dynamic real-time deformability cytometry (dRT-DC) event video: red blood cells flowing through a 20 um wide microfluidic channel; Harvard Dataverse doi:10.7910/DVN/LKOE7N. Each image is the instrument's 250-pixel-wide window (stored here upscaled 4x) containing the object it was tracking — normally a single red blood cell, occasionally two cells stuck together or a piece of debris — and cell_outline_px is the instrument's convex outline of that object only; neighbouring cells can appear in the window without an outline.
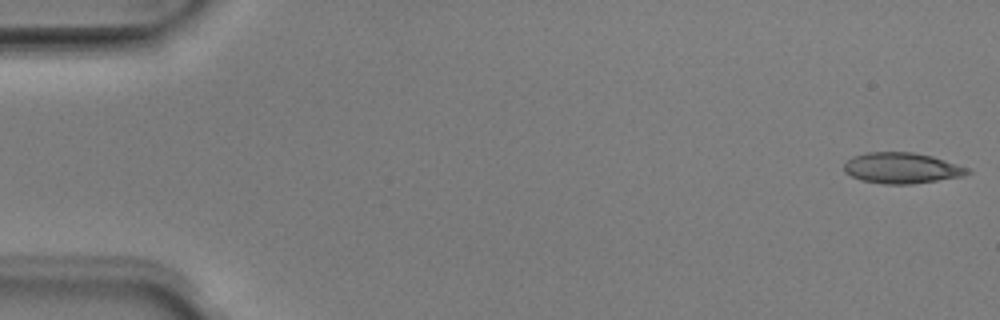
{"species": "Egyptian fruit bat (a non-hibernating species)", "species_latin": "Rousettus aegyptiacus", "temperature_condition": "room temperature", "stored_images_in_passage": 8, "camera_frame_rate_fps": 3000, "um_per_image_px": 0.085, "animal": {"sex": "male"}, "frame": {"image": 1, "passage_image": 1, "time_ms": 0.0, "image_size_px": [1000, 320], "cell_outline_px": [[972, 172], [964, 176], [912, 184], [884, 184], [860, 180], [844, 172], [844, 164], [852, 156], [868, 152], [912, 152], [932, 156], [972, 168]], "centroid_in_image_um": [76.69, 14.28], "position_along_channel_um": 8.3, "area_um2": 22.37}}